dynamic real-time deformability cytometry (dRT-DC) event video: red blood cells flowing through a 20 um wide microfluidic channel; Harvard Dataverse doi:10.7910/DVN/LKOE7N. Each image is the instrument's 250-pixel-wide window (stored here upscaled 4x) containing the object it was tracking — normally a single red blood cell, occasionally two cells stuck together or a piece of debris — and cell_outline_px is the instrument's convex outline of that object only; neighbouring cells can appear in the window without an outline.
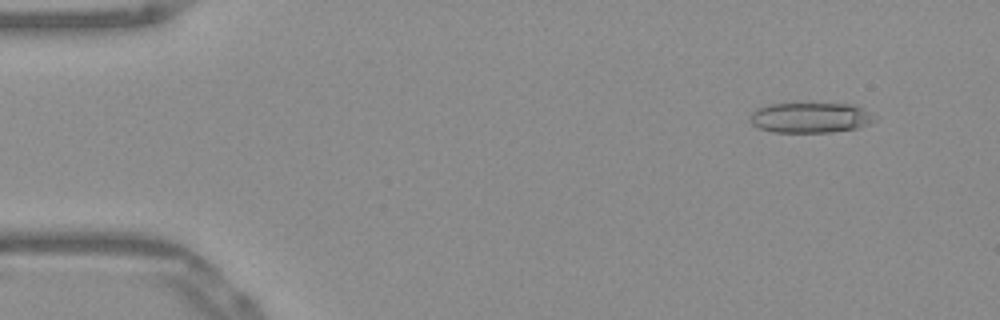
{"species": "Egyptian fruit bat (a non-hibernating species)", "species_latin": "Rousettus aegyptiacus", "temperature_condition": "warm", "stored_images_in_passage": 52, "camera_frame_rate_fps": 3000, "um_per_image_px": 0.085, "frame": {"image": 1, "passage_image": 5, "time_ms": 1.333, "image_size_px": [1000, 320], "cell_outline_px": [[876, 120], [872, 124], [856, 128], [832, 132], [772, 132], [760, 128], [752, 124], [748, 120], [752, 112], [756, 108], [768, 104], [852, 104], [876, 116]], "centroid_in_image_um": [68.87, 10.01], "position_along_channel_um": 16.1, "area_um2": 22.02}}
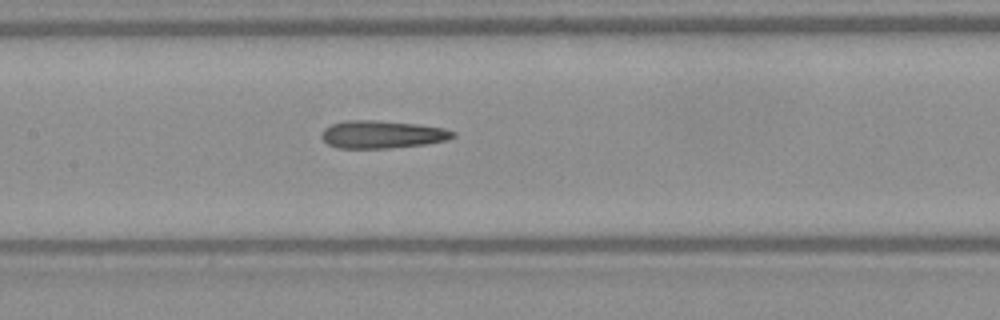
{"frame": {"image": 2, "passage_image": 25, "time_ms": 8.0, "image_size_px": [1000, 320], "cell_outline_px": [[456, 136], [448, 140], [428, 144], [388, 148], [336, 148], [328, 144], [320, 136], [324, 128], [332, 124], [344, 120], [372, 120], [416, 124], [444, 128], [456, 132]], "centroid_in_image_um": [32.49, 11.43], "position_along_channel_um": 174.9, "area_um2": 21.33}}
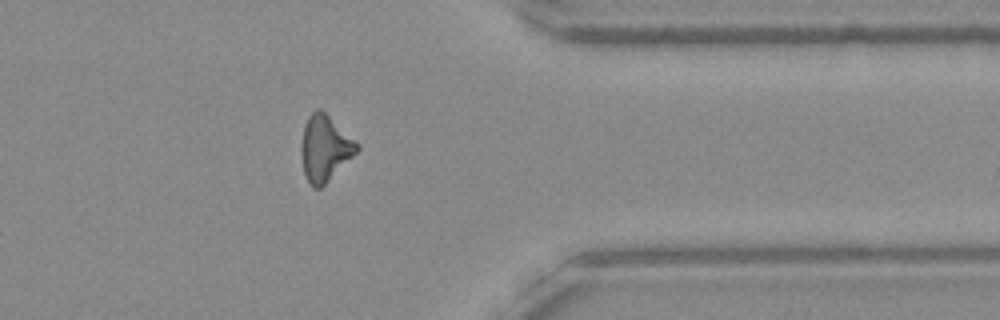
{"frame": {"image": 3, "passage_image": 42, "time_ms": 13.667, "image_size_px": [1000, 320], "cell_outline_px": [[360, 148], [320, 188], [312, 188], [308, 184], [304, 176], [300, 152], [300, 144], [304, 124], [308, 116], [316, 108], [320, 108], [356, 140], [360, 144]], "centroid_in_image_um": [27.57, 12.59], "position_along_channel_um": 383.8, "area_um2": 21.44}, "authors_computed_cell_mechanics": {"area_um2": 21.4727, "velocity_mm_per_s": 3.9139, "shape_relaxation_time_tau1_ms": null, "shape_relaxation_time_tau2_ms": 2.4356, "deformation_change_tau1": null, "deformation_change_tau2": 0.142}}